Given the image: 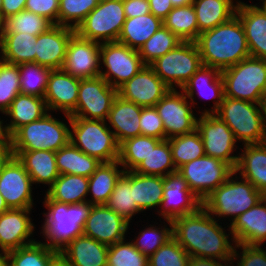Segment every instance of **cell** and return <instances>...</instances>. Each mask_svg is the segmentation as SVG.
<instances>
[{"mask_svg":"<svg viewBox=\"0 0 266 266\" xmlns=\"http://www.w3.org/2000/svg\"><path fill=\"white\" fill-rule=\"evenodd\" d=\"M219 220L221 218L217 220L201 206L194 213L171 220L173 238L190 257L232 261L236 243L230 226L227 225V234L226 226L219 225L222 224Z\"/></svg>","mask_w":266,"mask_h":266,"instance_id":"obj_1","label":"cell"},{"mask_svg":"<svg viewBox=\"0 0 266 266\" xmlns=\"http://www.w3.org/2000/svg\"><path fill=\"white\" fill-rule=\"evenodd\" d=\"M195 43L202 64L220 71L250 57L245 31L237 15L213 29L201 32Z\"/></svg>","mask_w":266,"mask_h":266,"instance_id":"obj_2","label":"cell"},{"mask_svg":"<svg viewBox=\"0 0 266 266\" xmlns=\"http://www.w3.org/2000/svg\"><path fill=\"white\" fill-rule=\"evenodd\" d=\"M43 204L48 210L40 233L46 238L44 243L50 249L62 251L71 241L83 235L86 219L90 215L92 204L81 202L74 204L51 200L46 194Z\"/></svg>","mask_w":266,"mask_h":266,"instance_id":"obj_3","label":"cell"},{"mask_svg":"<svg viewBox=\"0 0 266 266\" xmlns=\"http://www.w3.org/2000/svg\"><path fill=\"white\" fill-rule=\"evenodd\" d=\"M264 196L252 183L233 172L202 201V207L214 218H231L232 224L239 215L256 205Z\"/></svg>","mask_w":266,"mask_h":266,"instance_id":"obj_4","label":"cell"},{"mask_svg":"<svg viewBox=\"0 0 266 266\" xmlns=\"http://www.w3.org/2000/svg\"><path fill=\"white\" fill-rule=\"evenodd\" d=\"M65 116L72 129L70 142L75 147L102 163L118 160L119 144L106 121Z\"/></svg>","mask_w":266,"mask_h":266,"instance_id":"obj_5","label":"cell"},{"mask_svg":"<svg viewBox=\"0 0 266 266\" xmlns=\"http://www.w3.org/2000/svg\"><path fill=\"white\" fill-rule=\"evenodd\" d=\"M215 115L226 123L235 140L243 142L242 145L266 142L261 103L224 97Z\"/></svg>","mask_w":266,"mask_h":266,"instance_id":"obj_6","label":"cell"},{"mask_svg":"<svg viewBox=\"0 0 266 266\" xmlns=\"http://www.w3.org/2000/svg\"><path fill=\"white\" fill-rule=\"evenodd\" d=\"M224 97L261 103L266 94V60L248 57L223 71Z\"/></svg>","mask_w":266,"mask_h":266,"instance_id":"obj_7","label":"cell"},{"mask_svg":"<svg viewBox=\"0 0 266 266\" xmlns=\"http://www.w3.org/2000/svg\"><path fill=\"white\" fill-rule=\"evenodd\" d=\"M63 121L53 117L49 111L41 119L20 127L11 136V151L57 152L70 142L71 129Z\"/></svg>","mask_w":266,"mask_h":266,"instance_id":"obj_8","label":"cell"},{"mask_svg":"<svg viewBox=\"0 0 266 266\" xmlns=\"http://www.w3.org/2000/svg\"><path fill=\"white\" fill-rule=\"evenodd\" d=\"M202 65L196 43L181 42L150 66L170 89L181 90Z\"/></svg>","mask_w":266,"mask_h":266,"instance_id":"obj_9","label":"cell"},{"mask_svg":"<svg viewBox=\"0 0 266 266\" xmlns=\"http://www.w3.org/2000/svg\"><path fill=\"white\" fill-rule=\"evenodd\" d=\"M126 20L123 0H100L98 5L77 26L82 38L104 43L115 42Z\"/></svg>","mask_w":266,"mask_h":266,"instance_id":"obj_10","label":"cell"},{"mask_svg":"<svg viewBox=\"0 0 266 266\" xmlns=\"http://www.w3.org/2000/svg\"><path fill=\"white\" fill-rule=\"evenodd\" d=\"M177 171L190 190L203 201L229 178L234 169L220 159L204 155L184 164Z\"/></svg>","mask_w":266,"mask_h":266,"instance_id":"obj_11","label":"cell"},{"mask_svg":"<svg viewBox=\"0 0 266 266\" xmlns=\"http://www.w3.org/2000/svg\"><path fill=\"white\" fill-rule=\"evenodd\" d=\"M100 76L118 89L136 75L144 66L138 50L120 42H104L100 45Z\"/></svg>","mask_w":266,"mask_h":266,"instance_id":"obj_12","label":"cell"},{"mask_svg":"<svg viewBox=\"0 0 266 266\" xmlns=\"http://www.w3.org/2000/svg\"><path fill=\"white\" fill-rule=\"evenodd\" d=\"M117 96L118 89L101 76L80 79L77 105L69 115L106 121Z\"/></svg>","mask_w":266,"mask_h":266,"instance_id":"obj_13","label":"cell"},{"mask_svg":"<svg viewBox=\"0 0 266 266\" xmlns=\"http://www.w3.org/2000/svg\"><path fill=\"white\" fill-rule=\"evenodd\" d=\"M201 136L205 155L220 159L235 169L239 154L237 141L232 130L215 114H200L197 118V128Z\"/></svg>","mask_w":266,"mask_h":266,"instance_id":"obj_14","label":"cell"},{"mask_svg":"<svg viewBox=\"0 0 266 266\" xmlns=\"http://www.w3.org/2000/svg\"><path fill=\"white\" fill-rule=\"evenodd\" d=\"M192 107L184 92L177 89H170L155 105L163 122L165 139L191 133L197 128Z\"/></svg>","mask_w":266,"mask_h":266,"instance_id":"obj_15","label":"cell"},{"mask_svg":"<svg viewBox=\"0 0 266 266\" xmlns=\"http://www.w3.org/2000/svg\"><path fill=\"white\" fill-rule=\"evenodd\" d=\"M33 182L16 156L0 167V193L9 209L33 208Z\"/></svg>","mask_w":266,"mask_h":266,"instance_id":"obj_16","label":"cell"},{"mask_svg":"<svg viewBox=\"0 0 266 266\" xmlns=\"http://www.w3.org/2000/svg\"><path fill=\"white\" fill-rule=\"evenodd\" d=\"M101 43L80 37L76 32L71 36L62 70L78 78H94L100 76Z\"/></svg>","mask_w":266,"mask_h":266,"instance_id":"obj_17","label":"cell"},{"mask_svg":"<svg viewBox=\"0 0 266 266\" xmlns=\"http://www.w3.org/2000/svg\"><path fill=\"white\" fill-rule=\"evenodd\" d=\"M163 188V201L157 213L163 221L194 213L202 206V201L190 190L178 171L163 177Z\"/></svg>","mask_w":266,"mask_h":266,"instance_id":"obj_18","label":"cell"},{"mask_svg":"<svg viewBox=\"0 0 266 266\" xmlns=\"http://www.w3.org/2000/svg\"><path fill=\"white\" fill-rule=\"evenodd\" d=\"M170 88L156 75L150 65H144L130 80L118 88V96L142 107L155 106Z\"/></svg>","mask_w":266,"mask_h":266,"instance_id":"obj_19","label":"cell"},{"mask_svg":"<svg viewBox=\"0 0 266 266\" xmlns=\"http://www.w3.org/2000/svg\"><path fill=\"white\" fill-rule=\"evenodd\" d=\"M130 223L106 205H93L83 235L107 246L125 240Z\"/></svg>","mask_w":266,"mask_h":266,"instance_id":"obj_20","label":"cell"},{"mask_svg":"<svg viewBox=\"0 0 266 266\" xmlns=\"http://www.w3.org/2000/svg\"><path fill=\"white\" fill-rule=\"evenodd\" d=\"M32 210L9 209L0 214V254L36 242L35 239H31L35 229L30 218Z\"/></svg>","mask_w":266,"mask_h":266,"instance_id":"obj_21","label":"cell"},{"mask_svg":"<svg viewBox=\"0 0 266 266\" xmlns=\"http://www.w3.org/2000/svg\"><path fill=\"white\" fill-rule=\"evenodd\" d=\"M192 106L197 104L195 94L204 99H212L214 105L211 109H204L201 114H215L224 98V82L221 71L202 65L181 89ZM197 91V92H196ZM196 102V103H195Z\"/></svg>","mask_w":266,"mask_h":266,"instance_id":"obj_22","label":"cell"},{"mask_svg":"<svg viewBox=\"0 0 266 266\" xmlns=\"http://www.w3.org/2000/svg\"><path fill=\"white\" fill-rule=\"evenodd\" d=\"M75 29L54 25L48 31L39 34L36 41L35 63L52 70L61 69L66 49Z\"/></svg>","mask_w":266,"mask_h":266,"instance_id":"obj_23","label":"cell"},{"mask_svg":"<svg viewBox=\"0 0 266 266\" xmlns=\"http://www.w3.org/2000/svg\"><path fill=\"white\" fill-rule=\"evenodd\" d=\"M80 79L62 69L51 70L44 99L48 111L70 114L77 105Z\"/></svg>","mask_w":266,"mask_h":266,"instance_id":"obj_24","label":"cell"},{"mask_svg":"<svg viewBox=\"0 0 266 266\" xmlns=\"http://www.w3.org/2000/svg\"><path fill=\"white\" fill-rule=\"evenodd\" d=\"M229 225L236 244L263 246L266 243V196Z\"/></svg>","mask_w":266,"mask_h":266,"instance_id":"obj_25","label":"cell"},{"mask_svg":"<svg viewBox=\"0 0 266 266\" xmlns=\"http://www.w3.org/2000/svg\"><path fill=\"white\" fill-rule=\"evenodd\" d=\"M236 15L243 25L250 56L266 60V10L257 3L239 1Z\"/></svg>","mask_w":266,"mask_h":266,"instance_id":"obj_26","label":"cell"},{"mask_svg":"<svg viewBox=\"0 0 266 266\" xmlns=\"http://www.w3.org/2000/svg\"><path fill=\"white\" fill-rule=\"evenodd\" d=\"M142 106L117 96L112 104L106 122L120 145L129 138L141 135L140 115ZM112 126V127H111Z\"/></svg>","mask_w":266,"mask_h":266,"instance_id":"obj_27","label":"cell"},{"mask_svg":"<svg viewBox=\"0 0 266 266\" xmlns=\"http://www.w3.org/2000/svg\"><path fill=\"white\" fill-rule=\"evenodd\" d=\"M108 250L109 246L81 235L63 248L59 256L72 266H107Z\"/></svg>","mask_w":266,"mask_h":266,"instance_id":"obj_28","label":"cell"},{"mask_svg":"<svg viewBox=\"0 0 266 266\" xmlns=\"http://www.w3.org/2000/svg\"><path fill=\"white\" fill-rule=\"evenodd\" d=\"M243 147V151L238 153L234 172L266 196V142L245 144Z\"/></svg>","mask_w":266,"mask_h":266,"instance_id":"obj_29","label":"cell"},{"mask_svg":"<svg viewBox=\"0 0 266 266\" xmlns=\"http://www.w3.org/2000/svg\"><path fill=\"white\" fill-rule=\"evenodd\" d=\"M11 153L23 164L33 184H47L49 188L60 175L54 151H11Z\"/></svg>","mask_w":266,"mask_h":266,"instance_id":"obj_30","label":"cell"},{"mask_svg":"<svg viewBox=\"0 0 266 266\" xmlns=\"http://www.w3.org/2000/svg\"><path fill=\"white\" fill-rule=\"evenodd\" d=\"M48 108L44 98L19 93L4 113L10 122L4 125L5 133L11 137L20 127L41 119Z\"/></svg>","mask_w":266,"mask_h":266,"instance_id":"obj_31","label":"cell"},{"mask_svg":"<svg viewBox=\"0 0 266 266\" xmlns=\"http://www.w3.org/2000/svg\"><path fill=\"white\" fill-rule=\"evenodd\" d=\"M239 0H193L199 32L227 22L236 15Z\"/></svg>","mask_w":266,"mask_h":266,"instance_id":"obj_32","label":"cell"},{"mask_svg":"<svg viewBox=\"0 0 266 266\" xmlns=\"http://www.w3.org/2000/svg\"><path fill=\"white\" fill-rule=\"evenodd\" d=\"M123 173L124 169L118 160L101 163L89 177L88 194H92V197L87 202L92 205H105Z\"/></svg>","mask_w":266,"mask_h":266,"instance_id":"obj_33","label":"cell"},{"mask_svg":"<svg viewBox=\"0 0 266 266\" xmlns=\"http://www.w3.org/2000/svg\"><path fill=\"white\" fill-rule=\"evenodd\" d=\"M130 183L137 207L142 212L157 207L159 212L163 201V177L130 171Z\"/></svg>","mask_w":266,"mask_h":266,"instance_id":"obj_34","label":"cell"},{"mask_svg":"<svg viewBox=\"0 0 266 266\" xmlns=\"http://www.w3.org/2000/svg\"><path fill=\"white\" fill-rule=\"evenodd\" d=\"M37 36L29 33H3L0 53L11 64L35 62Z\"/></svg>","mask_w":266,"mask_h":266,"instance_id":"obj_35","label":"cell"},{"mask_svg":"<svg viewBox=\"0 0 266 266\" xmlns=\"http://www.w3.org/2000/svg\"><path fill=\"white\" fill-rule=\"evenodd\" d=\"M55 156L60 175L72 174L90 177L102 163L97 158L82 152L71 142L55 152Z\"/></svg>","mask_w":266,"mask_h":266,"instance_id":"obj_36","label":"cell"},{"mask_svg":"<svg viewBox=\"0 0 266 266\" xmlns=\"http://www.w3.org/2000/svg\"><path fill=\"white\" fill-rule=\"evenodd\" d=\"M161 26L163 21L152 13L126 18L117 42L139 50Z\"/></svg>","mask_w":266,"mask_h":266,"instance_id":"obj_37","label":"cell"},{"mask_svg":"<svg viewBox=\"0 0 266 266\" xmlns=\"http://www.w3.org/2000/svg\"><path fill=\"white\" fill-rule=\"evenodd\" d=\"M89 177L72 174L59 175L45 191L51 199L61 203L74 204L87 201Z\"/></svg>","mask_w":266,"mask_h":266,"instance_id":"obj_38","label":"cell"},{"mask_svg":"<svg viewBox=\"0 0 266 266\" xmlns=\"http://www.w3.org/2000/svg\"><path fill=\"white\" fill-rule=\"evenodd\" d=\"M163 25L183 42H195L200 34L192 4L174 7L163 20Z\"/></svg>","mask_w":266,"mask_h":266,"instance_id":"obj_39","label":"cell"},{"mask_svg":"<svg viewBox=\"0 0 266 266\" xmlns=\"http://www.w3.org/2000/svg\"><path fill=\"white\" fill-rule=\"evenodd\" d=\"M10 266H52L59 252L50 249L41 241L7 252Z\"/></svg>","mask_w":266,"mask_h":266,"instance_id":"obj_40","label":"cell"},{"mask_svg":"<svg viewBox=\"0 0 266 266\" xmlns=\"http://www.w3.org/2000/svg\"><path fill=\"white\" fill-rule=\"evenodd\" d=\"M160 141L161 139L139 135L122 142L119 145L118 161L124 171H134Z\"/></svg>","mask_w":266,"mask_h":266,"instance_id":"obj_41","label":"cell"},{"mask_svg":"<svg viewBox=\"0 0 266 266\" xmlns=\"http://www.w3.org/2000/svg\"><path fill=\"white\" fill-rule=\"evenodd\" d=\"M105 205L129 223L132 222L130 220H132L133 216L142 212L134 200L133 187H131L130 183V171H124L118 179Z\"/></svg>","mask_w":266,"mask_h":266,"instance_id":"obj_42","label":"cell"},{"mask_svg":"<svg viewBox=\"0 0 266 266\" xmlns=\"http://www.w3.org/2000/svg\"><path fill=\"white\" fill-rule=\"evenodd\" d=\"M176 170L184 164L205 155L204 145L197 129L168 139Z\"/></svg>","mask_w":266,"mask_h":266,"instance_id":"obj_43","label":"cell"},{"mask_svg":"<svg viewBox=\"0 0 266 266\" xmlns=\"http://www.w3.org/2000/svg\"><path fill=\"white\" fill-rule=\"evenodd\" d=\"M176 171L168 139L161 140L151 149L148 156L134 170L138 174L162 177Z\"/></svg>","mask_w":266,"mask_h":266,"instance_id":"obj_44","label":"cell"},{"mask_svg":"<svg viewBox=\"0 0 266 266\" xmlns=\"http://www.w3.org/2000/svg\"><path fill=\"white\" fill-rule=\"evenodd\" d=\"M181 42L183 41L163 25L139 48L138 52L143 64L151 65Z\"/></svg>","mask_w":266,"mask_h":266,"instance_id":"obj_45","label":"cell"},{"mask_svg":"<svg viewBox=\"0 0 266 266\" xmlns=\"http://www.w3.org/2000/svg\"><path fill=\"white\" fill-rule=\"evenodd\" d=\"M51 70L35 62L19 64L20 93L44 98Z\"/></svg>","mask_w":266,"mask_h":266,"instance_id":"obj_46","label":"cell"},{"mask_svg":"<svg viewBox=\"0 0 266 266\" xmlns=\"http://www.w3.org/2000/svg\"><path fill=\"white\" fill-rule=\"evenodd\" d=\"M52 26L54 24L47 18L23 10L5 19L4 33H29L38 36Z\"/></svg>","mask_w":266,"mask_h":266,"instance_id":"obj_47","label":"cell"},{"mask_svg":"<svg viewBox=\"0 0 266 266\" xmlns=\"http://www.w3.org/2000/svg\"><path fill=\"white\" fill-rule=\"evenodd\" d=\"M167 225L164 224L162 227L154 226V224L146 226L143 230L138 233L135 240H130L133 245L141 253H143L148 258L156 252L163 244L173 237L172 234V222L169 219H166Z\"/></svg>","mask_w":266,"mask_h":266,"instance_id":"obj_48","label":"cell"},{"mask_svg":"<svg viewBox=\"0 0 266 266\" xmlns=\"http://www.w3.org/2000/svg\"><path fill=\"white\" fill-rule=\"evenodd\" d=\"M100 0H60L58 25L76 29Z\"/></svg>","mask_w":266,"mask_h":266,"instance_id":"obj_49","label":"cell"},{"mask_svg":"<svg viewBox=\"0 0 266 266\" xmlns=\"http://www.w3.org/2000/svg\"><path fill=\"white\" fill-rule=\"evenodd\" d=\"M19 93V65L3 61L0 65V112L3 115Z\"/></svg>","mask_w":266,"mask_h":266,"instance_id":"obj_50","label":"cell"},{"mask_svg":"<svg viewBox=\"0 0 266 266\" xmlns=\"http://www.w3.org/2000/svg\"><path fill=\"white\" fill-rule=\"evenodd\" d=\"M107 266H148V257L131 241L123 240L109 246Z\"/></svg>","mask_w":266,"mask_h":266,"instance_id":"obj_51","label":"cell"},{"mask_svg":"<svg viewBox=\"0 0 266 266\" xmlns=\"http://www.w3.org/2000/svg\"><path fill=\"white\" fill-rule=\"evenodd\" d=\"M190 256L172 237L148 258V266H188Z\"/></svg>","mask_w":266,"mask_h":266,"instance_id":"obj_52","label":"cell"},{"mask_svg":"<svg viewBox=\"0 0 266 266\" xmlns=\"http://www.w3.org/2000/svg\"><path fill=\"white\" fill-rule=\"evenodd\" d=\"M234 261L237 264L233 263V266H266V249L260 245L236 244L232 256V262Z\"/></svg>","mask_w":266,"mask_h":266,"instance_id":"obj_53","label":"cell"},{"mask_svg":"<svg viewBox=\"0 0 266 266\" xmlns=\"http://www.w3.org/2000/svg\"><path fill=\"white\" fill-rule=\"evenodd\" d=\"M139 125L141 135L154 137L161 140L165 139L163 122L155 106L142 108Z\"/></svg>","mask_w":266,"mask_h":266,"instance_id":"obj_54","label":"cell"},{"mask_svg":"<svg viewBox=\"0 0 266 266\" xmlns=\"http://www.w3.org/2000/svg\"><path fill=\"white\" fill-rule=\"evenodd\" d=\"M60 0H26L25 10L43 16L58 25Z\"/></svg>","mask_w":266,"mask_h":266,"instance_id":"obj_55","label":"cell"},{"mask_svg":"<svg viewBox=\"0 0 266 266\" xmlns=\"http://www.w3.org/2000/svg\"><path fill=\"white\" fill-rule=\"evenodd\" d=\"M126 18H133L150 13L148 0H123Z\"/></svg>","mask_w":266,"mask_h":266,"instance_id":"obj_56","label":"cell"},{"mask_svg":"<svg viewBox=\"0 0 266 266\" xmlns=\"http://www.w3.org/2000/svg\"><path fill=\"white\" fill-rule=\"evenodd\" d=\"M150 6V13L162 21L166 18L168 13L174 8L171 0H148Z\"/></svg>","mask_w":266,"mask_h":266,"instance_id":"obj_57","label":"cell"},{"mask_svg":"<svg viewBox=\"0 0 266 266\" xmlns=\"http://www.w3.org/2000/svg\"><path fill=\"white\" fill-rule=\"evenodd\" d=\"M26 0H2V15L6 19L25 10Z\"/></svg>","mask_w":266,"mask_h":266,"instance_id":"obj_58","label":"cell"},{"mask_svg":"<svg viewBox=\"0 0 266 266\" xmlns=\"http://www.w3.org/2000/svg\"><path fill=\"white\" fill-rule=\"evenodd\" d=\"M188 266H233V262L218 259L190 257Z\"/></svg>","mask_w":266,"mask_h":266,"instance_id":"obj_59","label":"cell"},{"mask_svg":"<svg viewBox=\"0 0 266 266\" xmlns=\"http://www.w3.org/2000/svg\"><path fill=\"white\" fill-rule=\"evenodd\" d=\"M11 155V137L8 135H0V167Z\"/></svg>","mask_w":266,"mask_h":266,"instance_id":"obj_60","label":"cell"},{"mask_svg":"<svg viewBox=\"0 0 266 266\" xmlns=\"http://www.w3.org/2000/svg\"><path fill=\"white\" fill-rule=\"evenodd\" d=\"M173 7H180L192 4L193 0H171Z\"/></svg>","mask_w":266,"mask_h":266,"instance_id":"obj_61","label":"cell"},{"mask_svg":"<svg viewBox=\"0 0 266 266\" xmlns=\"http://www.w3.org/2000/svg\"><path fill=\"white\" fill-rule=\"evenodd\" d=\"M52 266H72L67 263L61 256H58L53 262Z\"/></svg>","mask_w":266,"mask_h":266,"instance_id":"obj_62","label":"cell"},{"mask_svg":"<svg viewBox=\"0 0 266 266\" xmlns=\"http://www.w3.org/2000/svg\"><path fill=\"white\" fill-rule=\"evenodd\" d=\"M261 108H262V112H263L264 125L266 127V94L262 98Z\"/></svg>","mask_w":266,"mask_h":266,"instance_id":"obj_63","label":"cell"},{"mask_svg":"<svg viewBox=\"0 0 266 266\" xmlns=\"http://www.w3.org/2000/svg\"><path fill=\"white\" fill-rule=\"evenodd\" d=\"M9 210L4 198L0 193V214L4 213L5 211Z\"/></svg>","mask_w":266,"mask_h":266,"instance_id":"obj_64","label":"cell"},{"mask_svg":"<svg viewBox=\"0 0 266 266\" xmlns=\"http://www.w3.org/2000/svg\"><path fill=\"white\" fill-rule=\"evenodd\" d=\"M5 30V18L3 17L2 13H0V41L3 36Z\"/></svg>","mask_w":266,"mask_h":266,"instance_id":"obj_65","label":"cell"},{"mask_svg":"<svg viewBox=\"0 0 266 266\" xmlns=\"http://www.w3.org/2000/svg\"><path fill=\"white\" fill-rule=\"evenodd\" d=\"M0 266H10L5 254H0Z\"/></svg>","mask_w":266,"mask_h":266,"instance_id":"obj_66","label":"cell"},{"mask_svg":"<svg viewBox=\"0 0 266 266\" xmlns=\"http://www.w3.org/2000/svg\"><path fill=\"white\" fill-rule=\"evenodd\" d=\"M4 122H6V121L1 120V118H0V135H7L5 133V130H4Z\"/></svg>","mask_w":266,"mask_h":266,"instance_id":"obj_67","label":"cell"},{"mask_svg":"<svg viewBox=\"0 0 266 266\" xmlns=\"http://www.w3.org/2000/svg\"><path fill=\"white\" fill-rule=\"evenodd\" d=\"M262 1L263 3L261 4V6L266 10V0H259Z\"/></svg>","mask_w":266,"mask_h":266,"instance_id":"obj_68","label":"cell"},{"mask_svg":"<svg viewBox=\"0 0 266 266\" xmlns=\"http://www.w3.org/2000/svg\"><path fill=\"white\" fill-rule=\"evenodd\" d=\"M2 11V0H0V13Z\"/></svg>","mask_w":266,"mask_h":266,"instance_id":"obj_69","label":"cell"},{"mask_svg":"<svg viewBox=\"0 0 266 266\" xmlns=\"http://www.w3.org/2000/svg\"><path fill=\"white\" fill-rule=\"evenodd\" d=\"M4 60H3V58H2V56H1V54H0V65H1V63L3 62Z\"/></svg>","mask_w":266,"mask_h":266,"instance_id":"obj_70","label":"cell"}]
</instances>
